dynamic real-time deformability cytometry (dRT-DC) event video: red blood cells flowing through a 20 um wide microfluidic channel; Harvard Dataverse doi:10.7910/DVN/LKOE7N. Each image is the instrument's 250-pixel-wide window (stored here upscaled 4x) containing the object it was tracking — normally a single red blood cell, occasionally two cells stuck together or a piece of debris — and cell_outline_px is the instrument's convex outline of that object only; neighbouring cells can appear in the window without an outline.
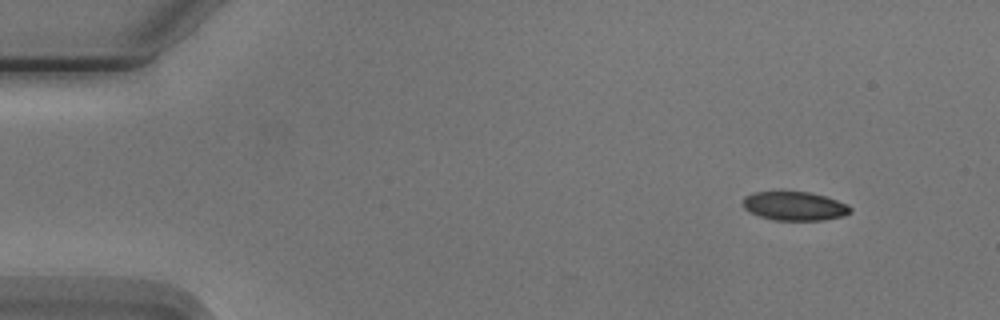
{"species": "Egyptian fruit bat (a non-hibernating species)", "species_latin": "Rousettus aegyptiacus", "temperature_condition": "cold", "stored_images_in_passage": 5, "camera_frame_rate_fps": 3000, "um_per_image_px": 0.085, "animal": {"sex": "male"}, "frame": {"image": 1, "passage_image": 1, "time_ms": 0.0, "image_size_px": [1000, 320], "cell_outline_px": [[852, 212], [844, 216], [824, 220], [772, 220], [760, 216], [744, 208], [744, 196], [752, 192], [808, 192], [824, 196], [848, 204], [852, 208]], "centroid_in_image_um": [67.57, 17.52], "position_along_channel_um": 17.4, "area_um2": 17.98}}